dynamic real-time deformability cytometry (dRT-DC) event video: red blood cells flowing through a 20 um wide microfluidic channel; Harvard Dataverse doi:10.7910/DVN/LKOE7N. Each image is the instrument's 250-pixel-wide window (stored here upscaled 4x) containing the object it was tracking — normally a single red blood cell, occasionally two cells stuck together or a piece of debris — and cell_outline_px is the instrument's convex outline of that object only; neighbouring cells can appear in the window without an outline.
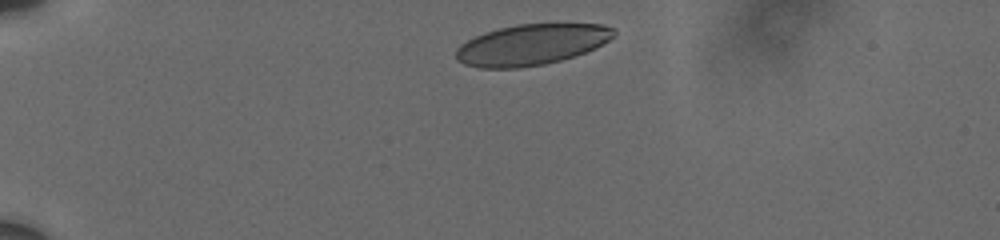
{"species": "human", "species_latin": "Homo sapiens", "temperature_condition": "cold", "stored_images_in_passage": 6, "camera_frame_rate_fps": 3000, "um_per_image_px": 0.085, "donor": {"sex": "male"}, "frame": {"image": 1, "passage_image": 1, "time_ms": 0.0, "image_size_px": [1000, 240], "cell_outline_px": [[616, 32], [608, 40], [596, 48], [560, 60], [544, 64], [520, 68], [480, 68], [464, 64], [456, 60], [456, 48], [460, 44], [484, 32], [516, 24], [600, 24], [612, 28]], "centroid_in_image_um": [45.13, 3.8], "position_along_channel_um": 39.9, "area_um2": 37.34}}
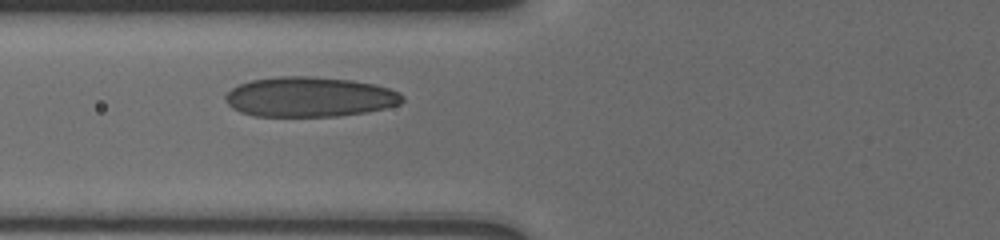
{"frame": {"image": 2, "passage_image": 5, "time_ms": 3.333, "image_size_px": [1000, 240], "cell_outline_px": [[404, 100], [400, 104], [384, 108], [364, 112], [336, 116], [256, 116], [240, 112], [232, 108], [228, 104], [224, 96], [232, 88], [240, 84], [252, 80], [276, 76], [312, 76], [352, 80], [376, 84], [400, 92], [404, 96]], "centroid_in_image_um": [26.32, 8.23], "position_along_channel_um": 99.5, "area_um2": 41.27}}
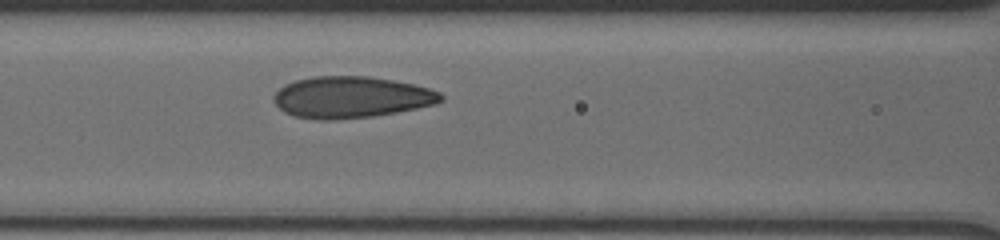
{"frame": {"image": 3, "passage_image": 6, "time_ms": 4.333, "image_size_px": [1000, 240], "cell_outline_px": [[444, 100], [436, 104], [396, 112], [372, 116], [336, 120], [316, 120], [296, 116], [284, 112], [272, 100], [272, 96], [284, 84], [296, 80], [312, 76], [368, 76], [392, 80], [412, 84], [428, 88], [440, 92], [444, 96]], "centroid_in_image_um": [29.83, 8.26], "position_along_channel_um": 136.8, "area_um2": 40.52}}